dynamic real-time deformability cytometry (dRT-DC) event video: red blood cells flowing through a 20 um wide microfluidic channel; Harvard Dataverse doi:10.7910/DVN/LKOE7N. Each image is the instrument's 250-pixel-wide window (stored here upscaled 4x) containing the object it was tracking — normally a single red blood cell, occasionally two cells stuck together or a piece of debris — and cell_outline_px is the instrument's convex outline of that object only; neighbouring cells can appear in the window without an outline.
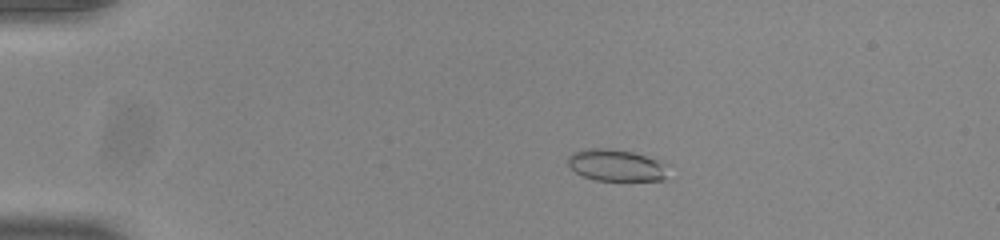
{"species": "common noctule bat (a hibernating species)", "species_latin": "Nyctalus noctula", "temperature_condition": "room temperature", "stored_images_in_passage": 53, "camera_frame_rate_fps": 3000, "um_per_image_px": 0.085, "animal": {"sex": "male", "body_mass_g": 20.0, "forearm_length_mm": 53.3}, "frame": {"image": 1, "passage_image": 11, "time_ms": 3.333, "image_size_px": [1000, 240], "cell_outline_px": [[664, 180], [596, 180], [584, 176], [576, 172], [568, 164], [568, 156], [572, 152], [588, 148], [612, 148], [632, 152], [656, 160], [660, 164], [664, 176]], "centroid_in_image_um": [52.24, 14.03], "position_along_channel_um": 32.8, "area_um2": 17.86}}
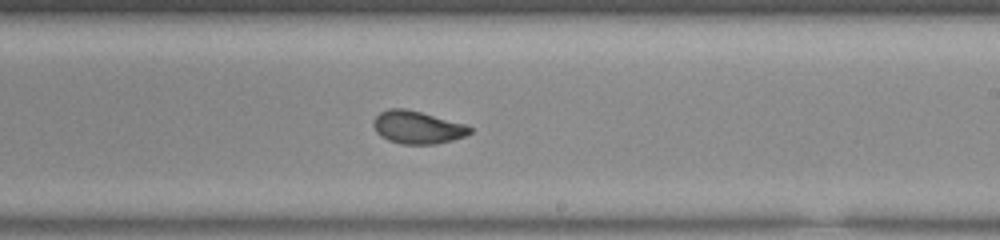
{"frame": {"image": 2, "passage_image": 33, "time_ms": 10.667, "image_size_px": [1000, 240], "cell_outline_px": [[472, 132], [464, 136], [452, 140], [436, 144], [404, 144], [388, 140], [380, 136], [376, 132], [372, 124], [372, 120], [380, 112], [388, 108], [404, 108], [420, 112], [464, 124], [472, 128]], "centroid_in_image_um": [35.43, 10.82], "position_along_channel_um": 253.6, "area_um2": 18.32}}
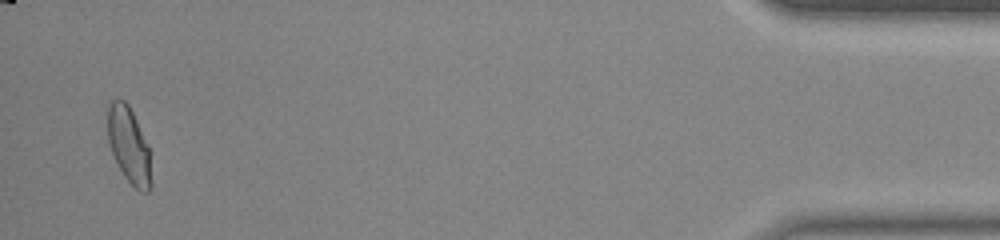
{"frame": {"image": 3, "passage_image": 52, "time_ms": 17.0, "image_size_px": [1000, 240], "cell_outline_px": [[152, 184], [148, 192], [140, 192], [124, 176], [112, 152], [108, 140], [108, 104], [112, 100], [124, 100], [128, 104], [136, 120], [148, 148]], "centroid_in_image_um": [10.96, 12.36], "position_along_channel_um": 424.2, "area_um2": 18.79}, "authors_computed_cell_mechanics": {"area_um2": 18.785, "velocity_mm_per_s": 3.8922, "shape_relaxation_time_tau1_ms": 5.8251, "shape_relaxation_time_tau2_ms": 1.0228, "deformation_change_tau1": 0.1546, "deformation_change_tau2": 0.0577}}